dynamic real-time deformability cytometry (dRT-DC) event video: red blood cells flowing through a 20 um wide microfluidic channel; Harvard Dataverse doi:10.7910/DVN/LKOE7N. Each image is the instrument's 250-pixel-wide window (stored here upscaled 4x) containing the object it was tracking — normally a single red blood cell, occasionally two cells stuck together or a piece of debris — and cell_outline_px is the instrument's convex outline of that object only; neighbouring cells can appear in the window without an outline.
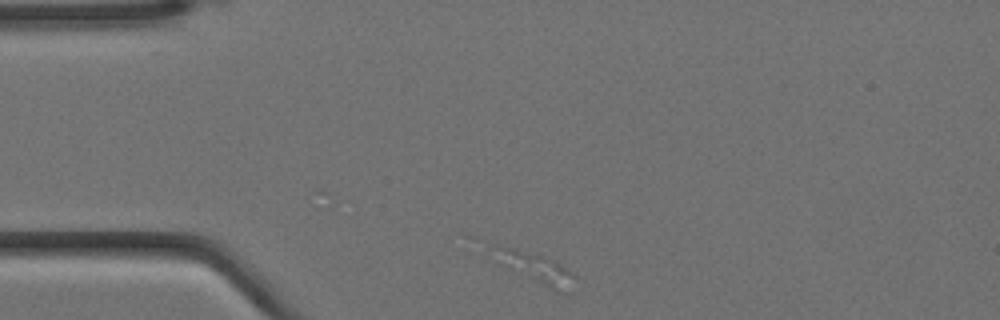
{"species": "Egyptian fruit bat (a non-hibernating species)", "species_latin": "Rousettus aegyptiacus", "temperature_condition": "cold", "stored_images_in_passage": 1, "camera_frame_rate_fps": 3000, "um_per_image_px": 0.085, "animal": {"sex": "female"}, "frame": {"image": 1, "passage_image": 1, "time_ms": 0.0, "image_size_px": [1000, 320], "cell_outline_px": [[572, 276], [560, 292], [556, 292], [508, 268], [496, 248], [516, 248], [556, 260], [568, 268], [572, 272]], "centroid_in_image_um": [45.64, 22.78], "position_along_channel_um": 39.4, "area_um2": 12.6}}